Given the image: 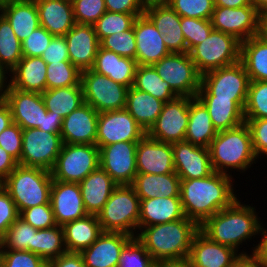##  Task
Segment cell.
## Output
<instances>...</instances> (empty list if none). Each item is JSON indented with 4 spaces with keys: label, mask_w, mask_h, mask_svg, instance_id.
<instances>
[{
    "label": "cell",
    "mask_w": 267,
    "mask_h": 267,
    "mask_svg": "<svg viewBox=\"0 0 267 267\" xmlns=\"http://www.w3.org/2000/svg\"><path fill=\"white\" fill-rule=\"evenodd\" d=\"M180 180V200L184 214L199 227L238 199L233 192L231 175L214 171L205 178Z\"/></svg>",
    "instance_id": "obj_1"
},
{
    "label": "cell",
    "mask_w": 267,
    "mask_h": 267,
    "mask_svg": "<svg viewBox=\"0 0 267 267\" xmlns=\"http://www.w3.org/2000/svg\"><path fill=\"white\" fill-rule=\"evenodd\" d=\"M256 210L236 200L231 206L208 218L199 229L212 241L233 248L259 234L260 223Z\"/></svg>",
    "instance_id": "obj_2"
},
{
    "label": "cell",
    "mask_w": 267,
    "mask_h": 267,
    "mask_svg": "<svg viewBox=\"0 0 267 267\" xmlns=\"http://www.w3.org/2000/svg\"><path fill=\"white\" fill-rule=\"evenodd\" d=\"M199 226L187 217L173 222L143 227L137 238L157 263L188 258L191 242Z\"/></svg>",
    "instance_id": "obj_3"
},
{
    "label": "cell",
    "mask_w": 267,
    "mask_h": 267,
    "mask_svg": "<svg viewBox=\"0 0 267 267\" xmlns=\"http://www.w3.org/2000/svg\"><path fill=\"white\" fill-rule=\"evenodd\" d=\"M208 149L213 170L226 175L230 167L246 171L257 159L246 122L217 132Z\"/></svg>",
    "instance_id": "obj_4"
},
{
    "label": "cell",
    "mask_w": 267,
    "mask_h": 267,
    "mask_svg": "<svg viewBox=\"0 0 267 267\" xmlns=\"http://www.w3.org/2000/svg\"><path fill=\"white\" fill-rule=\"evenodd\" d=\"M51 171L18 165L0 184L9 193L19 211L51 204Z\"/></svg>",
    "instance_id": "obj_5"
},
{
    "label": "cell",
    "mask_w": 267,
    "mask_h": 267,
    "mask_svg": "<svg viewBox=\"0 0 267 267\" xmlns=\"http://www.w3.org/2000/svg\"><path fill=\"white\" fill-rule=\"evenodd\" d=\"M139 217L140 198L131 185H117L97 214L103 232H122L132 237L137 236Z\"/></svg>",
    "instance_id": "obj_6"
},
{
    "label": "cell",
    "mask_w": 267,
    "mask_h": 267,
    "mask_svg": "<svg viewBox=\"0 0 267 267\" xmlns=\"http://www.w3.org/2000/svg\"><path fill=\"white\" fill-rule=\"evenodd\" d=\"M188 53L198 72L203 75L239 62L241 42L230 34L213 29L203 42Z\"/></svg>",
    "instance_id": "obj_7"
},
{
    "label": "cell",
    "mask_w": 267,
    "mask_h": 267,
    "mask_svg": "<svg viewBox=\"0 0 267 267\" xmlns=\"http://www.w3.org/2000/svg\"><path fill=\"white\" fill-rule=\"evenodd\" d=\"M98 167L97 145L64 143L51 175L53 180L80 183Z\"/></svg>",
    "instance_id": "obj_8"
},
{
    "label": "cell",
    "mask_w": 267,
    "mask_h": 267,
    "mask_svg": "<svg viewBox=\"0 0 267 267\" xmlns=\"http://www.w3.org/2000/svg\"><path fill=\"white\" fill-rule=\"evenodd\" d=\"M84 102L98 113L115 111L126 107L128 87L92 69L81 71Z\"/></svg>",
    "instance_id": "obj_9"
},
{
    "label": "cell",
    "mask_w": 267,
    "mask_h": 267,
    "mask_svg": "<svg viewBox=\"0 0 267 267\" xmlns=\"http://www.w3.org/2000/svg\"><path fill=\"white\" fill-rule=\"evenodd\" d=\"M153 67L179 96L196 97L201 86V74L188 52H171Z\"/></svg>",
    "instance_id": "obj_10"
},
{
    "label": "cell",
    "mask_w": 267,
    "mask_h": 267,
    "mask_svg": "<svg viewBox=\"0 0 267 267\" xmlns=\"http://www.w3.org/2000/svg\"><path fill=\"white\" fill-rule=\"evenodd\" d=\"M63 144L60 133L46 132L39 128L23 129L19 165L51 171Z\"/></svg>",
    "instance_id": "obj_11"
},
{
    "label": "cell",
    "mask_w": 267,
    "mask_h": 267,
    "mask_svg": "<svg viewBox=\"0 0 267 267\" xmlns=\"http://www.w3.org/2000/svg\"><path fill=\"white\" fill-rule=\"evenodd\" d=\"M249 83L241 61L201 75V85L216 99H246Z\"/></svg>",
    "instance_id": "obj_12"
},
{
    "label": "cell",
    "mask_w": 267,
    "mask_h": 267,
    "mask_svg": "<svg viewBox=\"0 0 267 267\" xmlns=\"http://www.w3.org/2000/svg\"><path fill=\"white\" fill-rule=\"evenodd\" d=\"M189 103L190 97L187 96L164 103L162 112L147 135L165 143L184 141L189 121Z\"/></svg>",
    "instance_id": "obj_13"
},
{
    "label": "cell",
    "mask_w": 267,
    "mask_h": 267,
    "mask_svg": "<svg viewBox=\"0 0 267 267\" xmlns=\"http://www.w3.org/2000/svg\"><path fill=\"white\" fill-rule=\"evenodd\" d=\"M146 134L125 108L99 113L96 137L98 147L117 142H138Z\"/></svg>",
    "instance_id": "obj_14"
},
{
    "label": "cell",
    "mask_w": 267,
    "mask_h": 267,
    "mask_svg": "<svg viewBox=\"0 0 267 267\" xmlns=\"http://www.w3.org/2000/svg\"><path fill=\"white\" fill-rule=\"evenodd\" d=\"M138 142H117L99 148V166L117 185H131L136 174Z\"/></svg>",
    "instance_id": "obj_15"
},
{
    "label": "cell",
    "mask_w": 267,
    "mask_h": 267,
    "mask_svg": "<svg viewBox=\"0 0 267 267\" xmlns=\"http://www.w3.org/2000/svg\"><path fill=\"white\" fill-rule=\"evenodd\" d=\"M211 22L215 30L230 34L240 42L260 34V14L254 6L215 7Z\"/></svg>",
    "instance_id": "obj_16"
},
{
    "label": "cell",
    "mask_w": 267,
    "mask_h": 267,
    "mask_svg": "<svg viewBox=\"0 0 267 267\" xmlns=\"http://www.w3.org/2000/svg\"><path fill=\"white\" fill-rule=\"evenodd\" d=\"M2 99L10 107L13 123L22 129L43 128L47 109L41 93L25 92L9 86Z\"/></svg>",
    "instance_id": "obj_17"
},
{
    "label": "cell",
    "mask_w": 267,
    "mask_h": 267,
    "mask_svg": "<svg viewBox=\"0 0 267 267\" xmlns=\"http://www.w3.org/2000/svg\"><path fill=\"white\" fill-rule=\"evenodd\" d=\"M144 14L163 35L162 40L170 52H186L181 17L165 1L147 2Z\"/></svg>",
    "instance_id": "obj_18"
},
{
    "label": "cell",
    "mask_w": 267,
    "mask_h": 267,
    "mask_svg": "<svg viewBox=\"0 0 267 267\" xmlns=\"http://www.w3.org/2000/svg\"><path fill=\"white\" fill-rule=\"evenodd\" d=\"M136 167L137 173L156 175L174 173L172 143L152 139L146 134L137 144Z\"/></svg>",
    "instance_id": "obj_19"
},
{
    "label": "cell",
    "mask_w": 267,
    "mask_h": 267,
    "mask_svg": "<svg viewBox=\"0 0 267 267\" xmlns=\"http://www.w3.org/2000/svg\"><path fill=\"white\" fill-rule=\"evenodd\" d=\"M172 148L175 173L180 179L205 178L214 172L208 148L185 140L172 143Z\"/></svg>",
    "instance_id": "obj_20"
},
{
    "label": "cell",
    "mask_w": 267,
    "mask_h": 267,
    "mask_svg": "<svg viewBox=\"0 0 267 267\" xmlns=\"http://www.w3.org/2000/svg\"><path fill=\"white\" fill-rule=\"evenodd\" d=\"M50 203L56 225L84 218L86 212L78 183L53 180Z\"/></svg>",
    "instance_id": "obj_21"
},
{
    "label": "cell",
    "mask_w": 267,
    "mask_h": 267,
    "mask_svg": "<svg viewBox=\"0 0 267 267\" xmlns=\"http://www.w3.org/2000/svg\"><path fill=\"white\" fill-rule=\"evenodd\" d=\"M99 113L83 103L62 121L60 135L66 144L96 145Z\"/></svg>",
    "instance_id": "obj_22"
},
{
    "label": "cell",
    "mask_w": 267,
    "mask_h": 267,
    "mask_svg": "<svg viewBox=\"0 0 267 267\" xmlns=\"http://www.w3.org/2000/svg\"><path fill=\"white\" fill-rule=\"evenodd\" d=\"M231 247L216 243L200 229L194 235L188 259L191 267H230L239 254Z\"/></svg>",
    "instance_id": "obj_23"
},
{
    "label": "cell",
    "mask_w": 267,
    "mask_h": 267,
    "mask_svg": "<svg viewBox=\"0 0 267 267\" xmlns=\"http://www.w3.org/2000/svg\"><path fill=\"white\" fill-rule=\"evenodd\" d=\"M134 33L137 65L153 66L160 59L171 53L162 40L163 35L145 14L135 19Z\"/></svg>",
    "instance_id": "obj_24"
},
{
    "label": "cell",
    "mask_w": 267,
    "mask_h": 267,
    "mask_svg": "<svg viewBox=\"0 0 267 267\" xmlns=\"http://www.w3.org/2000/svg\"><path fill=\"white\" fill-rule=\"evenodd\" d=\"M196 97L207 108L217 132L237 127L245 122L243 109L246 99H216L202 85Z\"/></svg>",
    "instance_id": "obj_25"
},
{
    "label": "cell",
    "mask_w": 267,
    "mask_h": 267,
    "mask_svg": "<svg viewBox=\"0 0 267 267\" xmlns=\"http://www.w3.org/2000/svg\"><path fill=\"white\" fill-rule=\"evenodd\" d=\"M64 37L70 62L80 71L91 69L100 47L93 25L75 24Z\"/></svg>",
    "instance_id": "obj_26"
},
{
    "label": "cell",
    "mask_w": 267,
    "mask_h": 267,
    "mask_svg": "<svg viewBox=\"0 0 267 267\" xmlns=\"http://www.w3.org/2000/svg\"><path fill=\"white\" fill-rule=\"evenodd\" d=\"M132 236L122 232H103L80 254L86 267H117L120 253Z\"/></svg>",
    "instance_id": "obj_27"
},
{
    "label": "cell",
    "mask_w": 267,
    "mask_h": 267,
    "mask_svg": "<svg viewBox=\"0 0 267 267\" xmlns=\"http://www.w3.org/2000/svg\"><path fill=\"white\" fill-rule=\"evenodd\" d=\"M40 26L54 36H65L76 24L71 0H35Z\"/></svg>",
    "instance_id": "obj_28"
},
{
    "label": "cell",
    "mask_w": 267,
    "mask_h": 267,
    "mask_svg": "<svg viewBox=\"0 0 267 267\" xmlns=\"http://www.w3.org/2000/svg\"><path fill=\"white\" fill-rule=\"evenodd\" d=\"M180 197L140 199L138 229L185 218Z\"/></svg>",
    "instance_id": "obj_29"
},
{
    "label": "cell",
    "mask_w": 267,
    "mask_h": 267,
    "mask_svg": "<svg viewBox=\"0 0 267 267\" xmlns=\"http://www.w3.org/2000/svg\"><path fill=\"white\" fill-rule=\"evenodd\" d=\"M83 205L89 215H97L117 184L100 166L78 183Z\"/></svg>",
    "instance_id": "obj_30"
},
{
    "label": "cell",
    "mask_w": 267,
    "mask_h": 267,
    "mask_svg": "<svg viewBox=\"0 0 267 267\" xmlns=\"http://www.w3.org/2000/svg\"><path fill=\"white\" fill-rule=\"evenodd\" d=\"M136 68V60L122 57L100 46L91 69L130 88L134 84Z\"/></svg>",
    "instance_id": "obj_31"
},
{
    "label": "cell",
    "mask_w": 267,
    "mask_h": 267,
    "mask_svg": "<svg viewBox=\"0 0 267 267\" xmlns=\"http://www.w3.org/2000/svg\"><path fill=\"white\" fill-rule=\"evenodd\" d=\"M47 63L41 57L23 58L10 71L13 75L10 87L25 91L43 93L46 90Z\"/></svg>",
    "instance_id": "obj_32"
},
{
    "label": "cell",
    "mask_w": 267,
    "mask_h": 267,
    "mask_svg": "<svg viewBox=\"0 0 267 267\" xmlns=\"http://www.w3.org/2000/svg\"><path fill=\"white\" fill-rule=\"evenodd\" d=\"M131 186L140 199L180 197V177L174 173H137Z\"/></svg>",
    "instance_id": "obj_33"
},
{
    "label": "cell",
    "mask_w": 267,
    "mask_h": 267,
    "mask_svg": "<svg viewBox=\"0 0 267 267\" xmlns=\"http://www.w3.org/2000/svg\"><path fill=\"white\" fill-rule=\"evenodd\" d=\"M67 252L81 253L90 247L103 233L97 215L68 222L62 226Z\"/></svg>",
    "instance_id": "obj_34"
},
{
    "label": "cell",
    "mask_w": 267,
    "mask_h": 267,
    "mask_svg": "<svg viewBox=\"0 0 267 267\" xmlns=\"http://www.w3.org/2000/svg\"><path fill=\"white\" fill-rule=\"evenodd\" d=\"M2 15L10 23L17 38L22 42L40 27L35 0H14L2 6Z\"/></svg>",
    "instance_id": "obj_35"
},
{
    "label": "cell",
    "mask_w": 267,
    "mask_h": 267,
    "mask_svg": "<svg viewBox=\"0 0 267 267\" xmlns=\"http://www.w3.org/2000/svg\"><path fill=\"white\" fill-rule=\"evenodd\" d=\"M216 135L217 130L212 124L205 105L197 97H190L189 121L185 141L191 142L194 146L209 148Z\"/></svg>",
    "instance_id": "obj_36"
},
{
    "label": "cell",
    "mask_w": 267,
    "mask_h": 267,
    "mask_svg": "<svg viewBox=\"0 0 267 267\" xmlns=\"http://www.w3.org/2000/svg\"><path fill=\"white\" fill-rule=\"evenodd\" d=\"M164 103L150 93L137 90L131 86L127 92L125 109L148 132L162 112Z\"/></svg>",
    "instance_id": "obj_37"
},
{
    "label": "cell",
    "mask_w": 267,
    "mask_h": 267,
    "mask_svg": "<svg viewBox=\"0 0 267 267\" xmlns=\"http://www.w3.org/2000/svg\"><path fill=\"white\" fill-rule=\"evenodd\" d=\"M240 61L250 81H267V40L258 34L241 42Z\"/></svg>",
    "instance_id": "obj_38"
},
{
    "label": "cell",
    "mask_w": 267,
    "mask_h": 267,
    "mask_svg": "<svg viewBox=\"0 0 267 267\" xmlns=\"http://www.w3.org/2000/svg\"><path fill=\"white\" fill-rule=\"evenodd\" d=\"M41 96L45 108L63 119L84 103L81 82L75 86L46 89Z\"/></svg>",
    "instance_id": "obj_39"
},
{
    "label": "cell",
    "mask_w": 267,
    "mask_h": 267,
    "mask_svg": "<svg viewBox=\"0 0 267 267\" xmlns=\"http://www.w3.org/2000/svg\"><path fill=\"white\" fill-rule=\"evenodd\" d=\"M133 87L137 90L150 93L165 103L179 97L171 88L170 84L163 81L151 65H137Z\"/></svg>",
    "instance_id": "obj_40"
},
{
    "label": "cell",
    "mask_w": 267,
    "mask_h": 267,
    "mask_svg": "<svg viewBox=\"0 0 267 267\" xmlns=\"http://www.w3.org/2000/svg\"><path fill=\"white\" fill-rule=\"evenodd\" d=\"M67 251L62 226L40 229L34 235V253L47 263Z\"/></svg>",
    "instance_id": "obj_41"
},
{
    "label": "cell",
    "mask_w": 267,
    "mask_h": 267,
    "mask_svg": "<svg viewBox=\"0 0 267 267\" xmlns=\"http://www.w3.org/2000/svg\"><path fill=\"white\" fill-rule=\"evenodd\" d=\"M23 58L21 41L15 35L7 19L0 16V62L9 72Z\"/></svg>",
    "instance_id": "obj_42"
},
{
    "label": "cell",
    "mask_w": 267,
    "mask_h": 267,
    "mask_svg": "<svg viewBox=\"0 0 267 267\" xmlns=\"http://www.w3.org/2000/svg\"><path fill=\"white\" fill-rule=\"evenodd\" d=\"M37 229L18 217L1 238L0 249L27 250L34 253V235Z\"/></svg>",
    "instance_id": "obj_43"
},
{
    "label": "cell",
    "mask_w": 267,
    "mask_h": 267,
    "mask_svg": "<svg viewBox=\"0 0 267 267\" xmlns=\"http://www.w3.org/2000/svg\"><path fill=\"white\" fill-rule=\"evenodd\" d=\"M81 81V71L70 61L47 64L46 89L75 86Z\"/></svg>",
    "instance_id": "obj_44"
},
{
    "label": "cell",
    "mask_w": 267,
    "mask_h": 267,
    "mask_svg": "<svg viewBox=\"0 0 267 267\" xmlns=\"http://www.w3.org/2000/svg\"><path fill=\"white\" fill-rule=\"evenodd\" d=\"M140 15L142 14H125L106 11L103 16L93 24L98 40L101 42L107 36L129 30L133 26L135 19Z\"/></svg>",
    "instance_id": "obj_45"
},
{
    "label": "cell",
    "mask_w": 267,
    "mask_h": 267,
    "mask_svg": "<svg viewBox=\"0 0 267 267\" xmlns=\"http://www.w3.org/2000/svg\"><path fill=\"white\" fill-rule=\"evenodd\" d=\"M243 112L245 119L267 118V81H250Z\"/></svg>",
    "instance_id": "obj_46"
},
{
    "label": "cell",
    "mask_w": 267,
    "mask_h": 267,
    "mask_svg": "<svg viewBox=\"0 0 267 267\" xmlns=\"http://www.w3.org/2000/svg\"><path fill=\"white\" fill-rule=\"evenodd\" d=\"M155 264L144 244L135 236L123 247L117 267H153Z\"/></svg>",
    "instance_id": "obj_47"
},
{
    "label": "cell",
    "mask_w": 267,
    "mask_h": 267,
    "mask_svg": "<svg viewBox=\"0 0 267 267\" xmlns=\"http://www.w3.org/2000/svg\"><path fill=\"white\" fill-rule=\"evenodd\" d=\"M180 16L211 20L215 8L214 0H165Z\"/></svg>",
    "instance_id": "obj_48"
},
{
    "label": "cell",
    "mask_w": 267,
    "mask_h": 267,
    "mask_svg": "<svg viewBox=\"0 0 267 267\" xmlns=\"http://www.w3.org/2000/svg\"><path fill=\"white\" fill-rule=\"evenodd\" d=\"M181 29L186 41V52L203 42L214 29L211 20L181 17Z\"/></svg>",
    "instance_id": "obj_49"
},
{
    "label": "cell",
    "mask_w": 267,
    "mask_h": 267,
    "mask_svg": "<svg viewBox=\"0 0 267 267\" xmlns=\"http://www.w3.org/2000/svg\"><path fill=\"white\" fill-rule=\"evenodd\" d=\"M100 46L122 57H129L136 60L134 24L129 30L117 32L105 37L100 42Z\"/></svg>",
    "instance_id": "obj_50"
},
{
    "label": "cell",
    "mask_w": 267,
    "mask_h": 267,
    "mask_svg": "<svg viewBox=\"0 0 267 267\" xmlns=\"http://www.w3.org/2000/svg\"><path fill=\"white\" fill-rule=\"evenodd\" d=\"M76 24L93 25L107 11L104 0H71Z\"/></svg>",
    "instance_id": "obj_51"
},
{
    "label": "cell",
    "mask_w": 267,
    "mask_h": 267,
    "mask_svg": "<svg viewBox=\"0 0 267 267\" xmlns=\"http://www.w3.org/2000/svg\"><path fill=\"white\" fill-rule=\"evenodd\" d=\"M0 267H48V263L27 250L0 249Z\"/></svg>",
    "instance_id": "obj_52"
},
{
    "label": "cell",
    "mask_w": 267,
    "mask_h": 267,
    "mask_svg": "<svg viewBox=\"0 0 267 267\" xmlns=\"http://www.w3.org/2000/svg\"><path fill=\"white\" fill-rule=\"evenodd\" d=\"M19 217L37 230L56 225L51 204H41L22 210Z\"/></svg>",
    "instance_id": "obj_53"
},
{
    "label": "cell",
    "mask_w": 267,
    "mask_h": 267,
    "mask_svg": "<svg viewBox=\"0 0 267 267\" xmlns=\"http://www.w3.org/2000/svg\"><path fill=\"white\" fill-rule=\"evenodd\" d=\"M53 37L44 27H38L21 42L23 56L41 57Z\"/></svg>",
    "instance_id": "obj_54"
},
{
    "label": "cell",
    "mask_w": 267,
    "mask_h": 267,
    "mask_svg": "<svg viewBox=\"0 0 267 267\" xmlns=\"http://www.w3.org/2000/svg\"><path fill=\"white\" fill-rule=\"evenodd\" d=\"M22 133L23 129L15 123L0 133V147L8 152L18 164L22 153Z\"/></svg>",
    "instance_id": "obj_55"
},
{
    "label": "cell",
    "mask_w": 267,
    "mask_h": 267,
    "mask_svg": "<svg viewBox=\"0 0 267 267\" xmlns=\"http://www.w3.org/2000/svg\"><path fill=\"white\" fill-rule=\"evenodd\" d=\"M245 122L250 130L256 157L267 155V118L245 119Z\"/></svg>",
    "instance_id": "obj_56"
},
{
    "label": "cell",
    "mask_w": 267,
    "mask_h": 267,
    "mask_svg": "<svg viewBox=\"0 0 267 267\" xmlns=\"http://www.w3.org/2000/svg\"><path fill=\"white\" fill-rule=\"evenodd\" d=\"M19 211L9 193L0 184V238L19 217Z\"/></svg>",
    "instance_id": "obj_57"
},
{
    "label": "cell",
    "mask_w": 267,
    "mask_h": 267,
    "mask_svg": "<svg viewBox=\"0 0 267 267\" xmlns=\"http://www.w3.org/2000/svg\"><path fill=\"white\" fill-rule=\"evenodd\" d=\"M41 58L47 64L70 61L65 37L54 36L47 49L43 52Z\"/></svg>",
    "instance_id": "obj_58"
},
{
    "label": "cell",
    "mask_w": 267,
    "mask_h": 267,
    "mask_svg": "<svg viewBox=\"0 0 267 267\" xmlns=\"http://www.w3.org/2000/svg\"><path fill=\"white\" fill-rule=\"evenodd\" d=\"M106 10L114 13L144 14L145 0H104Z\"/></svg>",
    "instance_id": "obj_59"
},
{
    "label": "cell",
    "mask_w": 267,
    "mask_h": 267,
    "mask_svg": "<svg viewBox=\"0 0 267 267\" xmlns=\"http://www.w3.org/2000/svg\"><path fill=\"white\" fill-rule=\"evenodd\" d=\"M48 267H86L82 255L76 252H65L48 262Z\"/></svg>",
    "instance_id": "obj_60"
},
{
    "label": "cell",
    "mask_w": 267,
    "mask_h": 267,
    "mask_svg": "<svg viewBox=\"0 0 267 267\" xmlns=\"http://www.w3.org/2000/svg\"><path fill=\"white\" fill-rule=\"evenodd\" d=\"M18 162L0 147V183L18 166Z\"/></svg>",
    "instance_id": "obj_61"
},
{
    "label": "cell",
    "mask_w": 267,
    "mask_h": 267,
    "mask_svg": "<svg viewBox=\"0 0 267 267\" xmlns=\"http://www.w3.org/2000/svg\"><path fill=\"white\" fill-rule=\"evenodd\" d=\"M62 121V116H56L54 112L47 110L46 114H44L43 128L39 129L51 133H60Z\"/></svg>",
    "instance_id": "obj_62"
},
{
    "label": "cell",
    "mask_w": 267,
    "mask_h": 267,
    "mask_svg": "<svg viewBox=\"0 0 267 267\" xmlns=\"http://www.w3.org/2000/svg\"><path fill=\"white\" fill-rule=\"evenodd\" d=\"M262 232V233H261ZM259 233L262 235V239L258 245L254 247L253 253L257 257L258 261L264 266L267 267V230L260 226Z\"/></svg>",
    "instance_id": "obj_63"
},
{
    "label": "cell",
    "mask_w": 267,
    "mask_h": 267,
    "mask_svg": "<svg viewBox=\"0 0 267 267\" xmlns=\"http://www.w3.org/2000/svg\"><path fill=\"white\" fill-rule=\"evenodd\" d=\"M230 267H264L257 259L255 254H239Z\"/></svg>",
    "instance_id": "obj_64"
},
{
    "label": "cell",
    "mask_w": 267,
    "mask_h": 267,
    "mask_svg": "<svg viewBox=\"0 0 267 267\" xmlns=\"http://www.w3.org/2000/svg\"><path fill=\"white\" fill-rule=\"evenodd\" d=\"M13 123L10 107L0 99V133Z\"/></svg>",
    "instance_id": "obj_65"
},
{
    "label": "cell",
    "mask_w": 267,
    "mask_h": 267,
    "mask_svg": "<svg viewBox=\"0 0 267 267\" xmlns=\"http://www.w3.org/2000/svg\"><path fill=\"white\" fill-rule=\"evenodd\" d=\"M215 7L239 8L252 6L250 0H214Z\"/></svg>",
    "instance_id": "obj_66"
},
{
    "label": "cell",
    "mask_w": 267,
    "mask_h": 267,
    "mask_svg": "<svg viewBox=\"0 0 267 267\" xmlns=\"http://www.w3.org/2000/svg\"><path fill=\"white\" fill-rule=\"evenodd\" d=\"M159 267H191V263L188 258L180 260H164L157 262Z\"/></svg>",
    "instance_id": "obj_67"
},
{
    "label": "cell",
    "mask_w": 267,
    "mask_h": 267,
    "mask_svg": "<svg viewBox=\"0 0 267 267\" xmlns=\"http://www.w3.org/2000/svg\"><path fill=\"white\" fill-rule=\"evenodd\" d=\"M9 70L0 62V99H2V97L5 94V91L9 88L10 86V81H8V85L6 84L7 81V77L5 74H7ZM6 82V83H5Z\"/></svg>",
    "instance_id": "obj_68"
},
{
    "label": "cell",
    "mask_w": 267,
    "mask_h": 267,
    "mask_svg": "<svg viewBox=\"0 0 267 267\" xmlns=\"http://www.w3.org/2000/svg\"><path fill=\"white\" fill-rule=\"evenodd\" d=\"M252 6H254L257 12L261 15L267 11V0H250Z\"/></svg>",
    "instance_id": "obj_69"
},
{
    "label": "cell",
    "mask_w": 267,
    "mask_h": 267,
    "mask_svg": "<svg viewBox=\"0 0 267 267\" xmlns=\"http://www.w3.org/2000/svg\"><path fill=\"white\" fill-rule=\"evenodd\" d=\"M260 35L267 40V11L260 15Z\"/></svg>",
    "instance_id": "obj_70"
},
{
    "label": "cell",
    "mask_w": 267,
    "mask_h": 267,
    "mask_svg": "<svg viewBox=\"0 0 267 267\" xmlns=\"http://www.w3.org/2000/svg\"><path fill=\"white\" fill-rule=\"evenodd\" d=\"M11 1H14V0H0V6L2 7L4 5L10 3Z\"/></svg>",
    "instance_id": "obj_71"
},
{
    "label": "cell",
    "mask_w": 267,
    "mask_h": 267,
    "mask_svg": "<svg viewBox=\"0 0 267 267\" xmlns=\"http://www.w3.org/2000/svg\"><path fill=\"white\" fill-rule=\"evenodd\" d=\"M153 1H165V0H145V2H153Z\"/></svg>",
    "instance_id": "obj_72"
},
{
    "label": "cell",
    "mask_w": 267,
    "mask_h": 267,
    "mask_svg": "<svg viewBox=\"0 0 267 267\" xmlns=\"http://www.w3.org/2000/svg\"><path fill=\"white\" fill-rule=\"evenodd\" d=\"M2 15V7L0 6V16Z\"/></svg>",
    "instance_id": "obj_73"
}]
</instances>
